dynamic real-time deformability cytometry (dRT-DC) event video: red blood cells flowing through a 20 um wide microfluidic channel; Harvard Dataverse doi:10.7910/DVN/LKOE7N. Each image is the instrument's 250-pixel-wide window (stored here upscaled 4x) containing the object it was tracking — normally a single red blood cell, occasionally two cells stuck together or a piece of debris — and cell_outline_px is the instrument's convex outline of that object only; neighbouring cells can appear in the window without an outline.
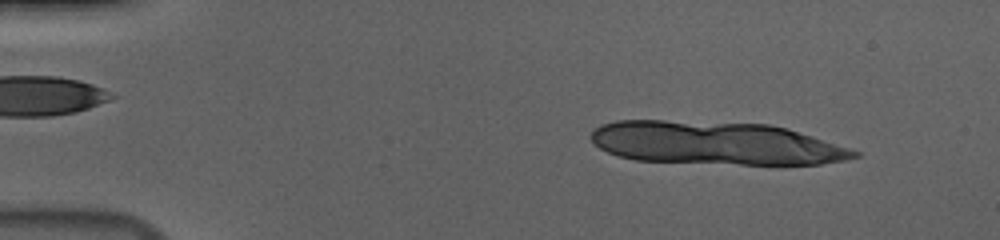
{"species": "human", "species_latin": "Homo sapiens", "temperature_condition": "cold", "stored_images_in_passage": 13, "camera_frame_rate_fps": 3000, "um_per_image_px": 0.085, "donor": {"sex": "male"}, "frame": {"image": 1, "passage_image": 5, "time_ms": 1.333, "image_size_px": [1000, 240], "cell_outline_px": [[860, 156], [844, 160], [820, 164], [740, 164], [636, 160], [616, 156], [600, 148], [592, 140], [592, 128], [600, 124], [616, 120], [664, 120], [768, 124], [784, 128], [812, 136], [860, 152]], "centroid_in_image_um": [60.77, 12.16], "position_along_channel_um": 24.2, "area_um2": 65.72}}